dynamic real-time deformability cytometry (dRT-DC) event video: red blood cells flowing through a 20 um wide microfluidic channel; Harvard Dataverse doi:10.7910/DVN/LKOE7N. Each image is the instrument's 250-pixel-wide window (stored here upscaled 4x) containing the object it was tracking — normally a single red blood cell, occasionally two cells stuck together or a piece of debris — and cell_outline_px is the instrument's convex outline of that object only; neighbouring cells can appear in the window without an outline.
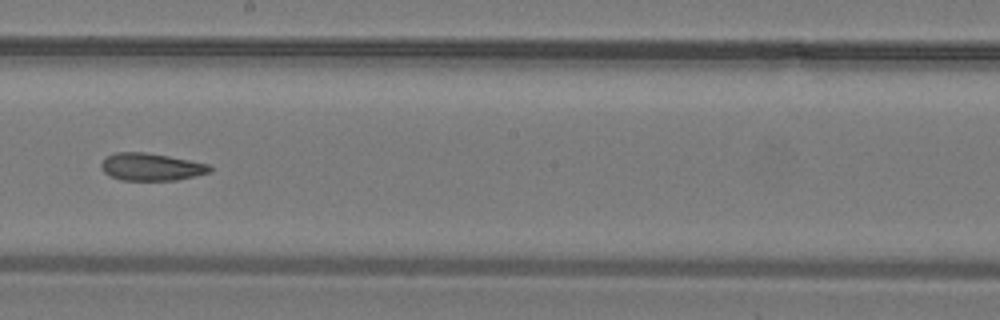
{"species": "common noctule bat (a hibernating species)", "species_latin": "Nyctalus noctula", "temperature_condition": "warm", "stored_images_in_passage": 25, "camera_frame_rate_fps": 3000, "um_per_image_px": 0.085, "animal": {"sex": "male", "body_mass_g": 19.2, "forearm_length_mm": 51.8}, "frame": {"image": 1, "passage_image": 11, "time_ms": 3.333, "image_size_px": [1000, 320], "cell_outline_px": [[212, 172], [176, 180], [120, 180], [108, 176], [100, 168], [100, 164], [108, 156], [116, 152], [144, 152], [168, 156], [208, 164], [212, 168]], "centroid_in_image_um": [12.82, 14.19], "position_along_channel_um": 235.4, "area_um2": 17.34}}
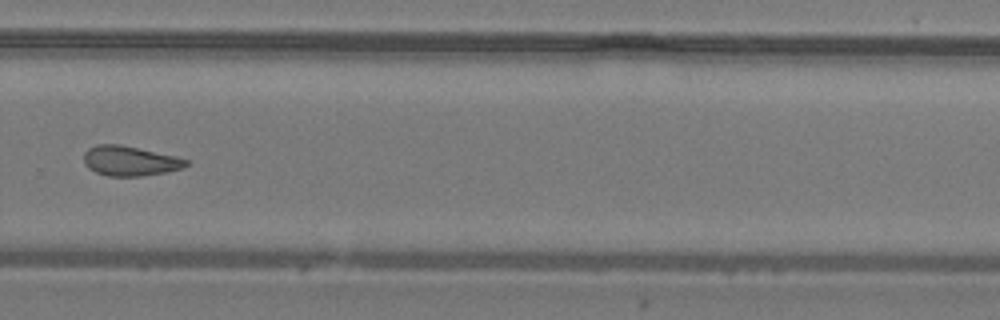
{"frame": {"image": 2, "passage_image": 15, "time_ms": 4.667, "image_size_px": [1000, 320], "cell_outline_px": [[188, 164], [184, 168], [168, 172], [144, 176], [108, 176], [96, 172], [88, 168], [84, 164], [84, 152], [88, 148], [96, 144], [120, 144], [176, 156], [188, 160]], "centroid_in_image_um": [11.04, 13.68], "position_along_channel_um": 318.8, "area_um2": 17.98}}